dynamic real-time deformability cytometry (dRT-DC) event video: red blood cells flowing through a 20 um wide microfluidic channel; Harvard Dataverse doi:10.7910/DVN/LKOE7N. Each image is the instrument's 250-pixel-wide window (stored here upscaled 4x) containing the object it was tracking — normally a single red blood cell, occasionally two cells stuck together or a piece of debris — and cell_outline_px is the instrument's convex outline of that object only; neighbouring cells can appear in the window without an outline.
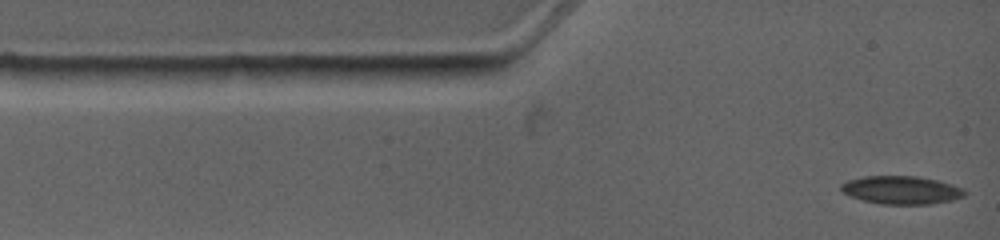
{"species": "common noctule bat (a hibernating species)", "species_latin": "Nyctalus noctula", "temperature_condition": "warm", "stored_images_in_passage": 5, "camera_frame_rate_fps": 4500, "um_per_image_px": 0.085, "animal": {"sex": "female", "body_mass_g": 19.0, "forearm_length_mm": 53.3}, "frame": {"image": 1, "passage_image": 1, "time_ms": 0.0, "image_size_px": [1000, 240], "cell_outline_px": [[968, 192], [964, 196], [952, 200], [928, 204], [880, 204], [864, 200], [852, 196], [844, 192], [840, 188], [840, 184], [848, 180], [864, 176], [916, 176], [936, 180], [952, 184], [964, 188]], "centroid_in_image_um": [76.65, 16.15], "position_along_channel_um": 8.4, "area_um2": 20.17}}
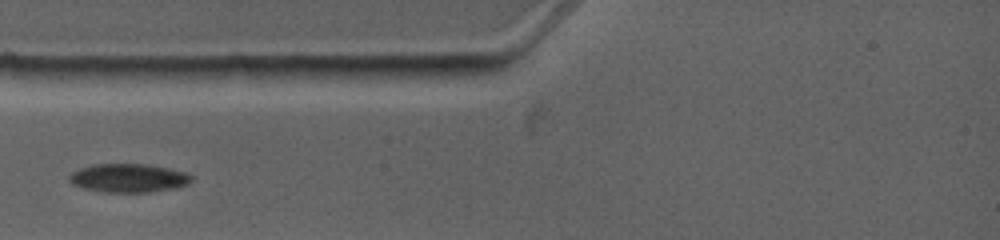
{"frame": {"image": 2, "passage_image": 4, "time_ms": 2.667, "image_size_px": [1000, 240], "cell_outline_px": [[192, 180], [188, 184], [176, 188], [148, 192], [104, 192], [84, 188], [72, 184], [68, 180], [68, 176], [72, 172], [80, 168], [92, 164], [148, 164], [168, 168], [184, 172], [192, 176]], "centroid_in_image_um": [10.91, 15.13], "position_along_channel_um": 74.1, "area_um2": 20.4}}